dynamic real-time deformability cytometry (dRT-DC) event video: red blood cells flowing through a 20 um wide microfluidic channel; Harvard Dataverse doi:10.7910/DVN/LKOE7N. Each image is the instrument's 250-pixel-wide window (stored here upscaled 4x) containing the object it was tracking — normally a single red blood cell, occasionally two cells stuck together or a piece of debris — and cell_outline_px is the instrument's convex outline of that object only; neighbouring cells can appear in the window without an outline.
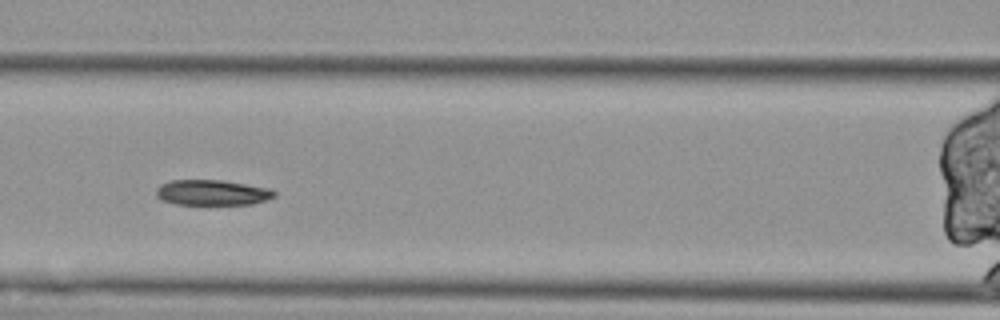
{"species": "Egyptian fruit bat (a non-hibernating species)", "species_latin": "Rousettus aegyptiacus", "temperature_condition": "cold", "stored_images_in_passage": 24, "segment_of_instrument_passage": [2, 2], "camera_frame_rate_fps": 3000, "um_per_image_px": 0.085, "animal": {"sex": "female"}, "frame": {"image": 1, "passage_image": 7, "time_ms": 2.0, "image_size_px": [1000, 320], "cell_outline_px": [[276, 196], [268, 200], [252, 204], [176, 204], [160, 200], [156, 196], [156, 188], [160, 184], [168, 180], [224, 180], [272, 188], [276, 192]], "centroid_in_image_um": [18.05, 16.36], "position_along_channel_um": 148.5, "area_um2": 17.86}}
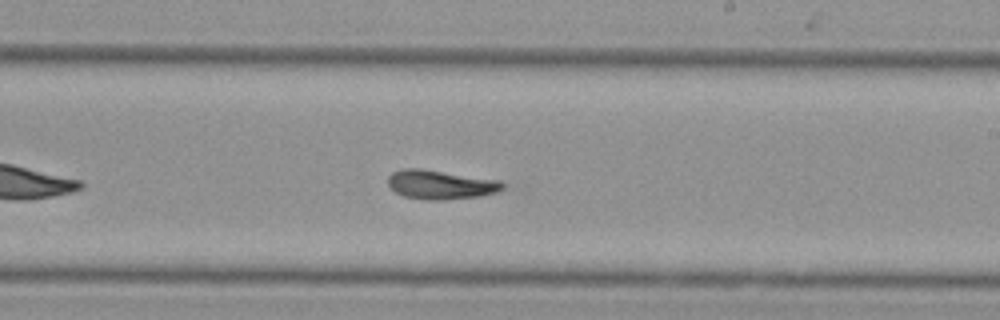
{"frame": {"image": 2, "passage_image": 16, "time_ms": 5.0, "image_size_px": [1000, 320], "cell_outline_px": [[504, 188], [496, 192], [480, 196], [444, 200], [424, 200], [404, 196], [396, 192], [388, 184], [388, 176], [392, 172], [400, 168], [420, 168], [500, 180], [504, 184]], "centroid_in_image_um": [37.43, 15.69], "position_along_channel_um": 251.6, "area_um2": 19.54}}
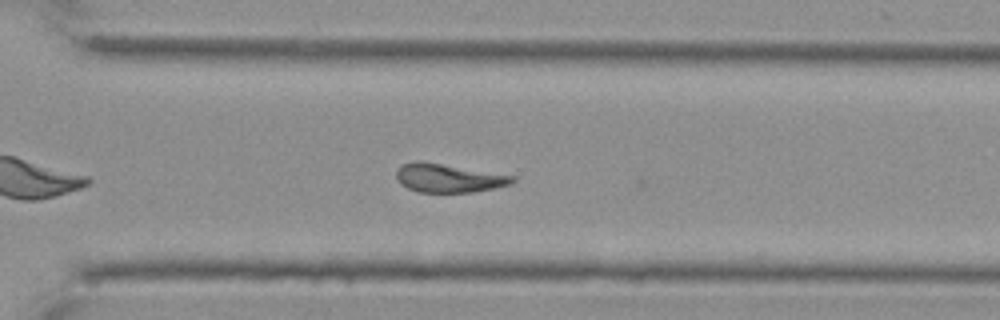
{"frame": {"image": 3, "passage_image": 23, "time_ms": 7.333, "image_size_px": [1000, 320], "cell_outline_px": [[516, 180], [512, 184], [496, 188], [472, 192], [420, 192], [408, 188], [400, 184], [396, 180], [396, 168], [400, 164], [412, 160], [420, 160], [516, 176]], "centroid_in_image_um": [38.09, 15.12], "position_along_channel_um": 332.5, "area_um2": 19.71}}